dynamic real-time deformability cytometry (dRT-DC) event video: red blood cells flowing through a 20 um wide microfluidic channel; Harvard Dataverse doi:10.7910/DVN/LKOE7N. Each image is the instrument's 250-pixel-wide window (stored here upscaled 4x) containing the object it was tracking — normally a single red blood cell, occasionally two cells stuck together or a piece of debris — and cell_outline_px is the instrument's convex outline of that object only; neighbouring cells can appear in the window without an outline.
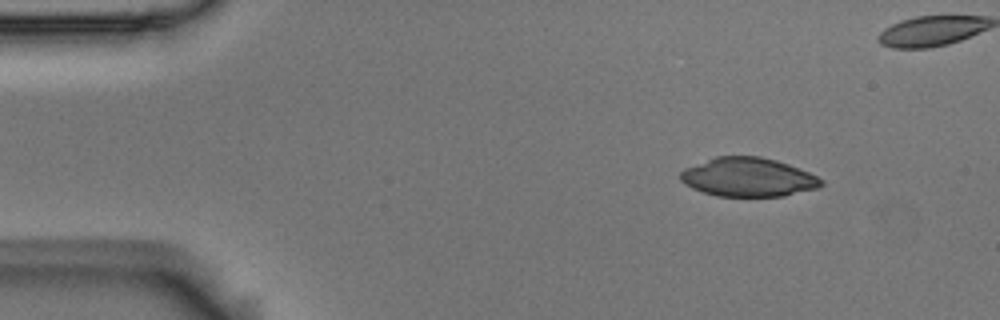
{"species": "Egyptian fruit bat (a non-hibernating species)", "species_latin": "Rousettus aegyptiacus", "temperature_condition": "room temperature", "stored_images_in_passage": 4, "camera_frame_rate_fps": 3000, "um_per_image_px": 0.085, "animal": {"sex": "male"}, "frame": {"image": 1, "passage_image": 1, "time_ms": 0.0, "image_size_px": [1000, 320], "cell_outline_px": [[824, 184], [816, 188], [784, 196], [716, 196], [692, 188], [684, 184], [680, 180], [680, 172], [684, 168], [716, 156], [760, 156], [776, 160], [800, 168], [824, 180]], "centroid_in_image_um": [63.58, 15.06], "position_along_channel_um": 21.4, "area_um2": 31.91}}